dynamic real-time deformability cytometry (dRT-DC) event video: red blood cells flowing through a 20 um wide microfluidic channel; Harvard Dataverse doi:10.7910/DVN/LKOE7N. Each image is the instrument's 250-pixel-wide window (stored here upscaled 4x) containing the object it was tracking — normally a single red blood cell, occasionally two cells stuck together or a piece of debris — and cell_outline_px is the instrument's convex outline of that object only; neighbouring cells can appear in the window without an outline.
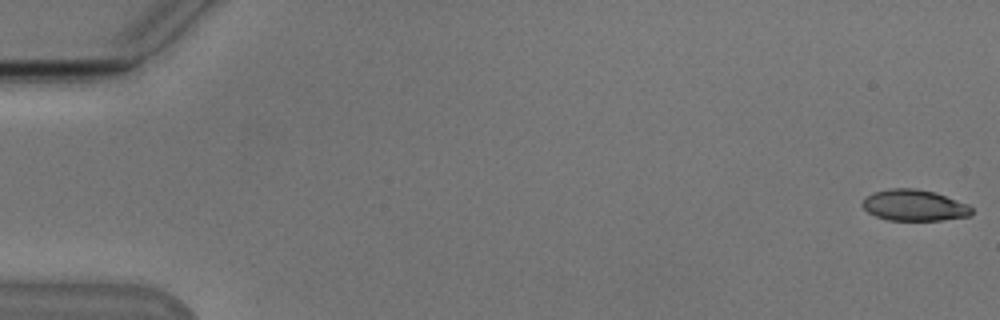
{"species": "Egyptian fruit bat (a non-hibernating species)", "species_latin": "Rousettus aegyptiacus", "temperature_condition": "cold", "stored_images_in_passage": 15, "camera_frame_rate_fps": 3000, "um_per_image_px": 0.085, "animal": {"sex": "male"}, "frame": {"image": 1, "passage_image": 1, "time_ms": 0.0, "image_size_px": [1000, 320], "cell_outline_px": [[972, 216], [940, 220], [888, 220], [876, 216], [868, 212], [860, 204], [868, 196], [876, 192], [892, 188], [916, 188], [936, 192], [968, 204], [972, 208]], "centroid_in_image_um": [77.75, 17.45], "position_along_channel_um": 7.3, "area_um2": 19.83}}
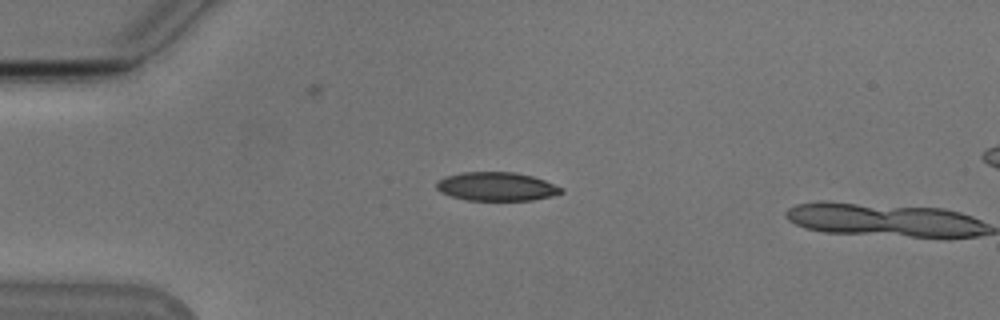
{"frame": {"image": 2, "passage_image": 14, "time_ms": 4.333, "image_size_px": [1000, 320], "cell_outline_px": [[564, 192], [552, 196], [532, 200], [468, 200], [452, 196], [440, 192], [436, 188], [436, 184], [444, 176], [464, 172], [512, 172], [532, 176], [544, 180], [564, 188]], "centroid_in_image_um": [42.22, 15.85], "position_along_channel_um": 42.8, "area_um2": 20.75}}